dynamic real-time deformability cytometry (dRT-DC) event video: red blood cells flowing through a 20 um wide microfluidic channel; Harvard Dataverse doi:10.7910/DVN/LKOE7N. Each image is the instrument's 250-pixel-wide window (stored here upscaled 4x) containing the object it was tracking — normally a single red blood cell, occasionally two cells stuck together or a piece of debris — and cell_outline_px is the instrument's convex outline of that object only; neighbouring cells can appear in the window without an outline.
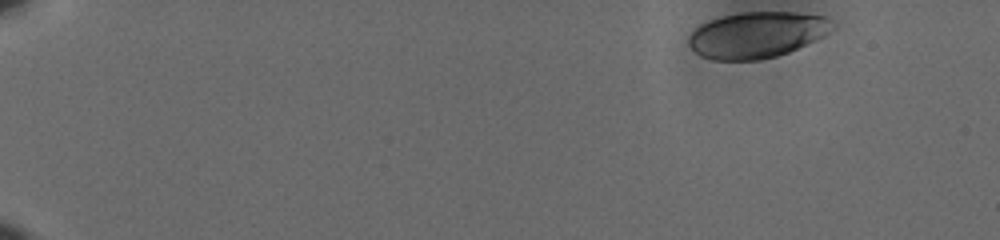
{"species": "human", "species_latin": "Homo sapiens", "temperature_condition": "cold", "stored_images_in_passage": 49, "camera_frame_rate_fps": 3000, "um_per_image_px": 0.085, "donor": {"sex": "male"}, "frame": {"image": 1, "passage_image": 1, "time_ms": 0.0, "image_size_px": [1000, 240], "cell_outline_px": [[836, 28], [824, 36], [816, 40], [788, 52], [776, 56], [760, 60], [712, 60], [700, 56], [688, 44], [688, 36], [700, 24], [708, 20], [740, 12], [796, 12], [828, 16], [836, 24]], "centroid_in_image_um": [64.38, 2.95], "position_along_channel_um": 20.6, "area_um2": 39.02}}
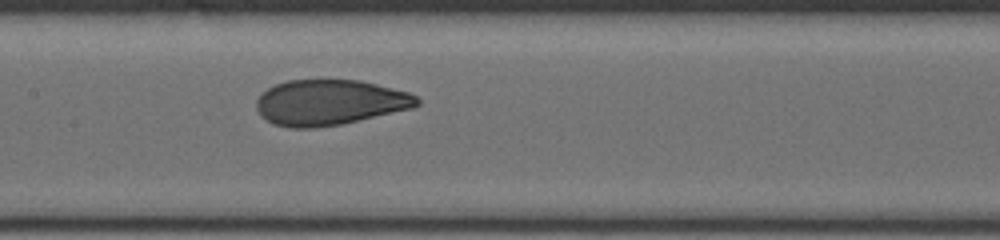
{"frame": {"image": 2, "passage_image": 27, "time_ms": 8.667, "image_size_px": [1000, 240], "cell_outline_px": [[420, 104], [412, 108], [340, 124], [312, 128], [288, 128], [272, 124], [260, 116], [256, 108], [256, 100], [268, 88], [276, 84], [288, 80], [324, 76], [360, 80], [408, 92], [416, 96], [420, 100]], "centroid_in_image_um": [27.98, 8.66], "position_along_channel_um": 179.4, "area_um2": 43.47}}
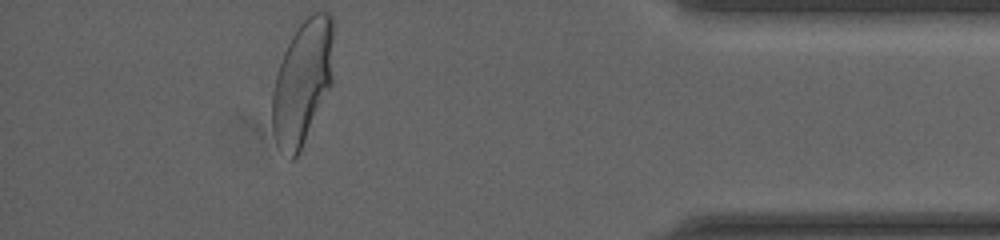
{"frame": {"image": 3, "passage_image": 49, "time_ms": 16.0, "image_size_px": [1000, 240], "cell_outline_px": [[332, 84], [300, 152], [292, 160], [288, 160], [276, 144], [272, 132], [272, 92], [276, 76], [284, 52], [296, 20], [308, 12], [328, 12], [332, 16]], "centroid_in_image_um": [25.69, 6.94], "position_along_channel_um": 409.5, "area_um2": 45.32}, "authors_computed_cell_mechanics": {"area_um2": 42.3096, "velocity_mm_per_s": 3.5929, "shape_relaxation_time_tau1_ms": 5.5937, "shape_relaxation_time_tau2_ms": null, "deformation_change_tau1": 0.1763, "deformation_change_tau2": null}}